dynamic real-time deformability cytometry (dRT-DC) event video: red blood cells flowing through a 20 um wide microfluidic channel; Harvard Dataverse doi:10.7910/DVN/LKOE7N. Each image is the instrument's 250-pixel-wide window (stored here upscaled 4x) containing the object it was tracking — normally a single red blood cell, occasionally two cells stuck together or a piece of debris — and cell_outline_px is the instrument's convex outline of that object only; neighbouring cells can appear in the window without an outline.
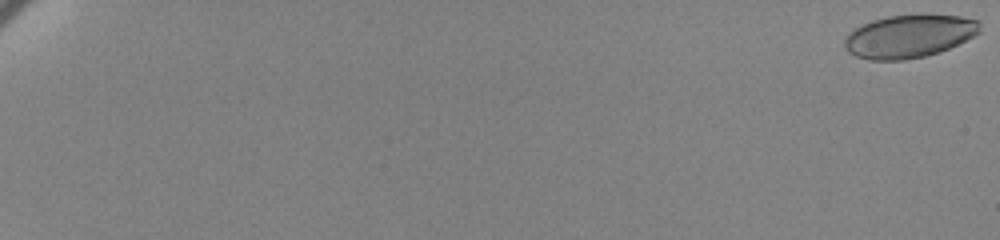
{"species": "human", "species_latin": "Homo sapiens", "temperature_condition": "cold", "stored_images_in_passage": 64, "camera_frame_rate_fps": 3000, "um_per_image_px": 0.085, "donor": {"sex": "female"}, "frame": {"image": 1, "passage_image": 1, "time_ms": 0.0, "image_size_px": [1000, 240], "cell_outline_px": [[980, 32], [940, 52], [924, 56], [904, 60], [868, 60], [856, 56], [848, 52], [844, 48], [844, 40], [848, 32], [872, 20], [888, 16], [920, 12], [960, 16], [980, 20]], "centroid_in_image_um": [77.27, 3.04], "position_along_channel_um": 7.7, "area_um2": 34.45}}
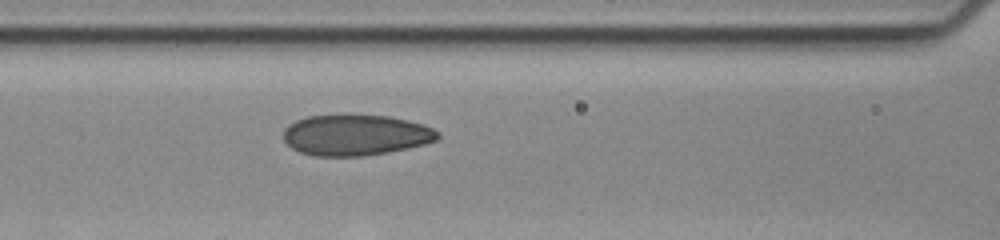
{"frame": {"image": 2, "passage_image": 33, "time_ms": 10.667, "image_size_px": [1000, 240], "cell_outline_px": [[440, 136], [436, 140], [424, 144], [408, 148], [388, 152], [364, 156], [312, 156], [300, 152], [292, 148], [284, 140], [284, 128], [288, 124], [296, 120], [308, 116], [344, 112], [348, 112], [388, 116], [408, 120], [424, 124], [440, 132]], "centroid_in_image_um": [30.21, 11.44], "position_along_channel_um": 136.4, "area_um2": 37.8}}
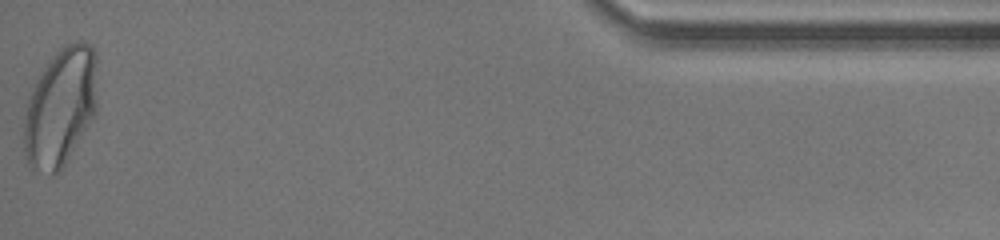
{"frame": {"image": 3, "passage_image": 64, "time_ms": 21.0, "image_size_px": [1000, 240], "cell_outline_px": [[96, 112], [64, 168], [60, 172], [52, 172], [32, 168], [28, 164], [24, 152], [24, 120], [28, 100], [36, 80], [48, 60], [60, 48], [76, 40], [84, 40], [92, 44], [96, 52]], "centroid_in_image_um": [5.16, 9.07], "position_along_channel_um": 430.0, "area_um2": 50.81}, "authors_computed_cell_mechanics": {"area_um2": 36.3562, "velocity_mm_per_s": 3.4358, "shape_relaxation_time_tau1_ms": 6.588, "shape_relaxation_time_tau2_ms": 1.2451, "deformation_change_tau1": 0.146, "deformation_change_tau2": 0.0597}}